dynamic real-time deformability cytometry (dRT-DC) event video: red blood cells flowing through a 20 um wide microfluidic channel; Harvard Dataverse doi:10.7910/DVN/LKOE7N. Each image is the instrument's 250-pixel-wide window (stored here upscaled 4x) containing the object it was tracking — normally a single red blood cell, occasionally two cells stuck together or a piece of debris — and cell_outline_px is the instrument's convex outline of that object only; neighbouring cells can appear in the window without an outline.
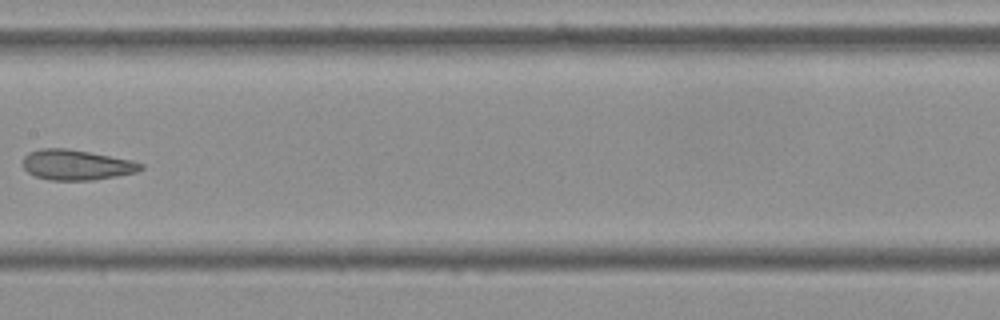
{"species": "Egyptian fruit bat (a non-hibernating species)", "species_latin": "Rousettus aegyptiacus", "temperature_condition": "cold", "stored_images_in_passage": 10, "camera_frame_rate_fps": 3000, "um_per_image_px": 0.085, "frame": {"image": 1, "passage_image": 9, "time_ms": 2.667, "image_size_px": [1000, 320], "cell_outline_px": [[144, 168], [136, 172], [116, 176], [92, 180], [48, 180], [36, 176], [28, 172], [24, 168], [24, 156], [28, 152], [40, 148], [68, 148], [132, 160], [144, 164]], "centroid_in_image_um": [6.5, 14.01], "position_along_channel_um": 200.9, "area_um2": 20.81}}
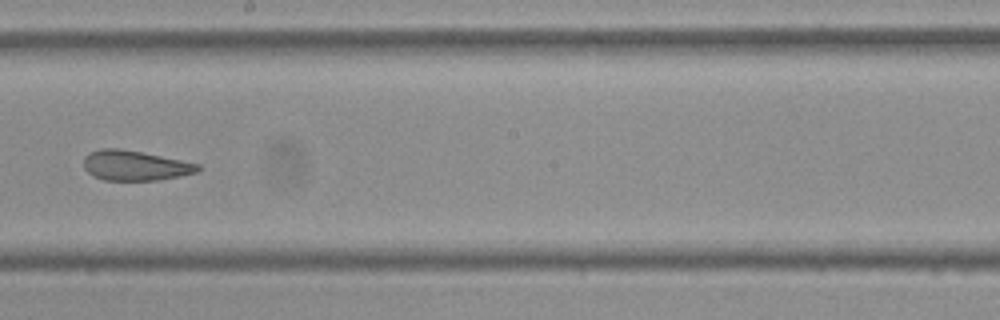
{"frame": {"image": 2, "passage_image": 10, "time_ms": 3.0, "image_size_px": [1000, 320], "cell_outline_px": [[200, 168], [196, 172], [180, 176], [160, 180], [104, 180], [92, 176], [84, 168], [84, 156], [88, 152], [100, 148], [120, 148], [200, 164]], "centroid_in_image_um": [11.43, 14.07], "position_along_channel_um": 236.8, "area_um2": 19.94}}